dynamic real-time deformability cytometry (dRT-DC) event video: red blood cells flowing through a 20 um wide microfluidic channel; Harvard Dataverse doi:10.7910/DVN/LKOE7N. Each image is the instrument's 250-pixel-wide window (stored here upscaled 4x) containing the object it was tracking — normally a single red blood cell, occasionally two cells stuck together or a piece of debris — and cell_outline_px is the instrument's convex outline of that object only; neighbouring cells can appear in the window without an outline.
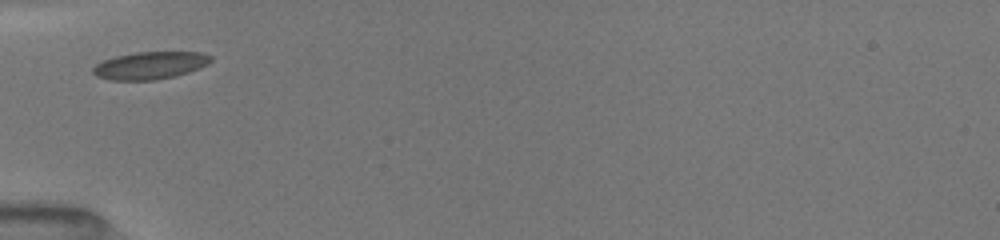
{"species": "common noctule bat (a hibernating species)", "species_latin": "Nyctalus noctula", "temperature_condition": "room temperature", "stored_images_in_passage": 25, "camera_frame_rate_fps": 3000, "um_per_image_px": 0.085, "animal": {"sex": "female", "body_mass_g": 19.5, "forearm_length_mm": 54.1}, "frame": {"image": 1, "passage_image": 1, "time_ms": 0.0, "image_size_px": [1000, 240], "cell_outline_px": [[212, 60], [208, 64], [200, 68], [176, 76], [156, 80], [108, 80], [96, 76], [92, 72], [92, 68], [96, 64], [104, 60], [116, 56], [136, 52], [200, 52], [212, 56]], "centroid_in_image_um": [12.76, 5.57], "position_along_channel_um": 72.2, "area_um2": 18.96}}
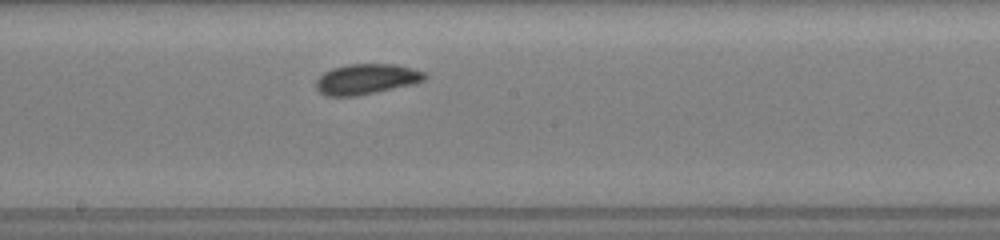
{"frame": {"image": 2, "passage_image": 10, "time_ms": 3.667, "image_size_px": [1000, 240], "cell_outline_px": [[428, 76], [424, 80], [416, 84], [356, 96], [328, 96], [320, 92], [316, 88], [316, 80], [324, 72], [332, 68], [348, 64], [396, 64], [412, 68], [424, 72]], "centroid_in_image_um": [31.17, 6.72], "position_along_channel_um": 217.0, "area_um2": 19.36}}
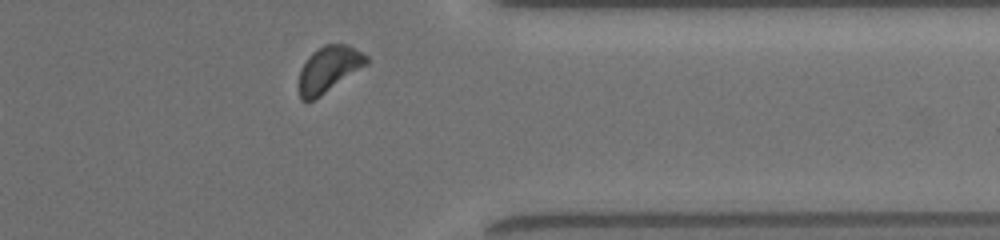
{"frame": {"image": 3, "passage_image": 21, "time_ms": 8.0, "image_size_px": [1000, 240], "cell_outline_px": [[368, 64], [320, 96], [312, 100], [300, 100], [300, 68], [308, 56], [312, 52], [324, 44], [348, 44], [364, 52], [368, 56]], "centroid_in_image_um": [27.98, 5.84], "position_along_channel_um": 383.4, "area_um2": 18.03}, "authors_computed_cell_mechanics": {"area_um2": 18.6694, "velocity_mm_per_s": 3.9714, "shape_relaxation_time_tau1_ms": 3.0189, "shape_relaxation_time_tau2_ms": 6.963, "deformation_change_tau1": 0.0463, "deformation_change_tau2": 0.0715}}